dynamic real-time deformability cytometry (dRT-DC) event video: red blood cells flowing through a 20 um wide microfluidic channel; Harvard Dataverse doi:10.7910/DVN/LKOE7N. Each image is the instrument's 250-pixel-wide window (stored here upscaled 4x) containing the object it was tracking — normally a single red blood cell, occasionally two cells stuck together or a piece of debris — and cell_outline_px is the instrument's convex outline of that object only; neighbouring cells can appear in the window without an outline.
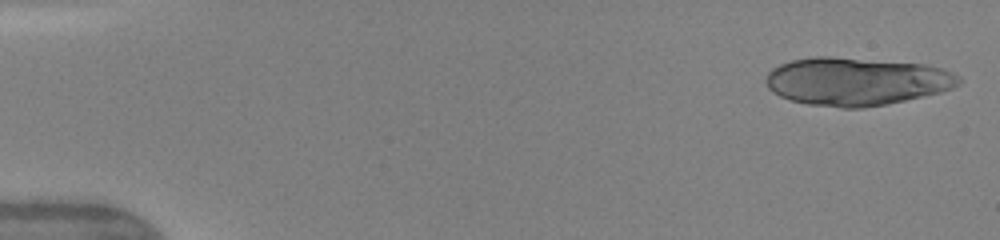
{"species": "human", "species_latin": "Homo sapiens", "temperature_condition": "warm", "stored_images_in_passage": 46, "camera_frame_rate_fps": 3000, "um_per_image_px": 0.085, "donor": {"sex": "female"}, "frame": {"image": 1, "passage_image": 1, "time_ms": 0.0, "image_size_px": [1000, 240], "cell_outline_px": [[960, 84], [952, 88], [940, 92], [888, 104], [864, 108], [840, 108], [808, 104], [792, 100], [780, 96], [772, 92], [768, 88], [764, 80], [768, 72], [772, 68], [780, 64], [792, 60], [812, 56], [828, 56], [924, 64], [944, 68], [960, 76]], "centroid_in_image_um": [72.78, 6.92], "position_along_channel_um": 12.2, "area_um2": 54.22}, "authors_computed_cell_mechanics": {"area_um2": 35.4314, "velocity_mm_per_s": 4.2115, "shape_relaxation_time_tau1_ms": 7.3649, "shape_relaxation_time_tau2_ms": 2.5257, "deformation_change_tau1": 0.2993, "deformation_change_tau2": 0.1661}}